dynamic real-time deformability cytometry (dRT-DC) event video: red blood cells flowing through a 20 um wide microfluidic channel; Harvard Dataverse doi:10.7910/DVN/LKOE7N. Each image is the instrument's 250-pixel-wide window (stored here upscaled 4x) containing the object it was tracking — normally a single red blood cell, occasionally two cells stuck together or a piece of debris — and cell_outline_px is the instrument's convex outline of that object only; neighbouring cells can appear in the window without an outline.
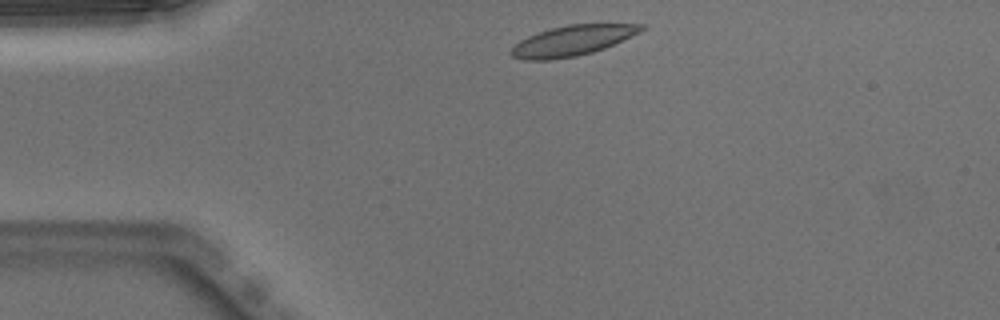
{"species": "Egyptian fruit bat (a non-hibernating species)", "species_latin": "Rousettus aegyptiacus", "temperature_condition": "warm", "stored_images_in_passage": 42, "camera_frame_rate_fps": 3000, "um_per_image_px": 0.085, "animal": {"sex": "male"}, "frame": {"image": 1, "passage_image": 2, "time_ms": 0.333, "image_size_px": [1000, 320], "cell_outline_px": [[644, 28], [640, 32], [604, 48], [592, 52], [576, 56], [548, 60], [524, 60], [512, 56], [508, 52], [520, 40], [528, 36], [552, 28], [568, 24], [644, 24]], "centroid_in_image_um": [48.62, 3.45], "position_along_channel_um": 36.4, "area_um2": 22.66}}
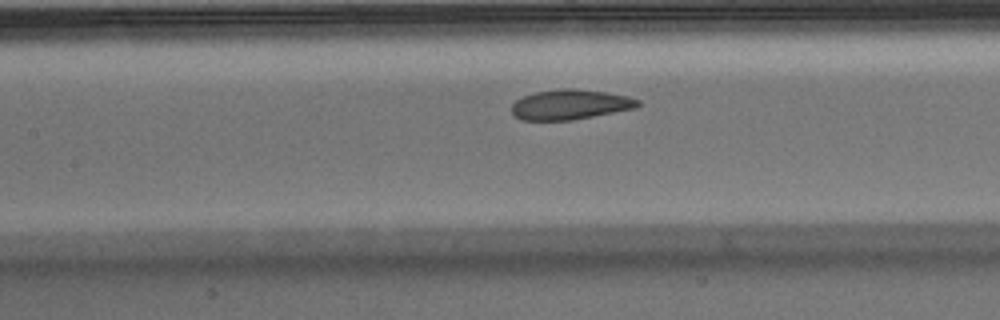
{"frame": {"image": 2, "passage_image": 14, "time_ms": 4.333, "image_size_px": [1000, 320], "cell_outline_px": [[640, 104], [636, 108], [572, 120], [520, 120], [512, 116], [512, 104], [516, 100], [524, 96], [536, 92], [564, 88], [572, 88], [604, 92], [628, 96], [640, 100]], "centroid_in_image_um": [48.45, 8.89], "position_along_channel_um": 159.0, "area_um2": 22.02}}
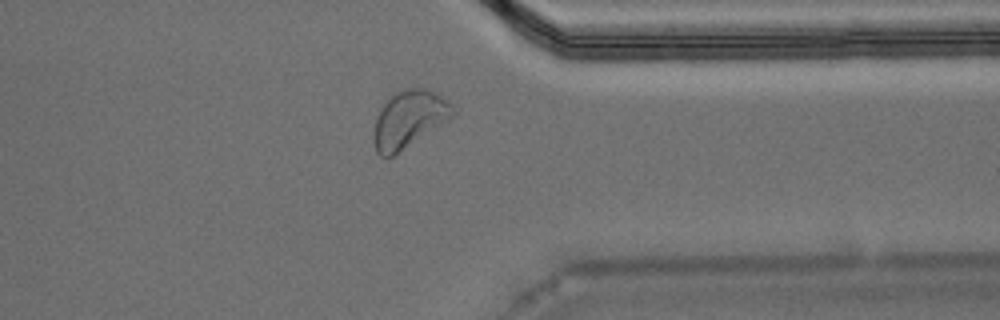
{"frame": {"image": 3, "passage_image": 31, "time_ms": 10.0, "image_size_px": [1000, 320], "cell_outline_px": [[456, 116], [392, 156], [380, 156], [376, 152], [372, 136], [376, 116], [384, 104], [392, 96], [404, 88], [424, 88], [436, 92], [448, 100], [456, 108]], "centroid_in_image_um": [34.8, 10.12], "position_along_channel_um": 376.6, "area_um2": 26.41}, "authors_computed_cell_mechanics": {"area_um2": 23.2356, "velocity_mm_per_s": 3.9377, "shape_relaxation_time_tau1_ms": 3.3034, "shape_relaxation_time_tau2_ms": 1.7279, "deformation_change_tau1": 0.1049, "deformation_change_tau2": 0.0688}}